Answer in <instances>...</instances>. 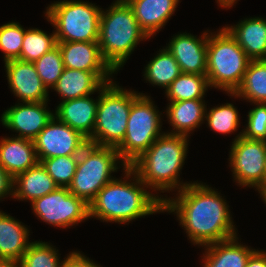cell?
<instances>
[{
	"label": "cell",
	"instance_id": "8992f818",
	"mask_svg": "<svg viewBox=\"0 0 266 267\" xmlns=\"http://www.w3.org/2000/svg\"><path fill=\"white\" fill-rule=\"evenodd\" d=\"M116 82L106 83L97 91L95 128L88 143L117 148L125 138L133 90H126Z\"/></svg>",
	"mask_w": 266,
	"mask_h": 267
},
{
	"label": "cell",
	"instance_id": "d6a6232c",
	"mask_svg": "<svg viewBox=\"0 0 266 267\" xmlns=\"http://www.w3.org/2000/svg\"><path fill=\"white\" fill-rule=\"evenodd\" d=\"M79 156H58L43 159L41 164L58 187L68 188L76 172Z\"/></svg>",
	"mask_w": 266,
	"mask_h": 267
},
{
	"label": "cell",
	"instance_id": "277c9868",
	"mask_svg": "<svg viewBox=\"0 0 266 267\" xmlns=\"http://www.w3.org/2000/svg\"><path fill=\"white\" fill-rule=\"evenodd\" d=\"M148 38L124 0L113 1L106 11L102 9L98 43L104 60L116 73L140 41Z\"/></svg>",
	"mask_w": 266,
	"mask_h": 267
},
{
	"label": "cell",
	"instance_id": "ac0fdd59",
	"mask_svg": "<svg viewBox=\"0 0 266 267\" xmlns=\"http://www.w3.org/2000/svg\"><path fill=\"white\" fill-rule=\"evenodd\" d=\"M64 68L90 72H115L104 60L98 41L57 42Z\"/></svg>",
	"mask_w": 266,
	"mask_h": 267
},
{
	"label": "cell",
	"instance_id": "60d3db41",
	"mask_svg": "<svg viewBox=\"0 0 266 267\" xmlns=\"http://www.w3.org/2000/svg\"><path fill=\"white\" fill-rule=\"evenodd\" d=\"M258 192L266 205V186L262 187Z\"/></svg>",
	"mask_w": 266,
	"mask_h": 267
},
{
	"label": "cell",
	"instance_id": "44dd1931",
	"mask_svg": "<svg viewBox=\"0 0 266 267\" xmlns=\"http://www.w3.org/2000/svg\"><path fill=\"white\" fill-rule=\"evenodd\" d=\"M252 60H266V19L245 18L236 25L224 26Z\"/></svg>",
	"mask_w": 266,
	"mask_h": 267
},
{
	"label": "cell",
	"instance_id": "f1b7e54d",
	"mask_svg": "<svg viewBox=\"0 0 266 267\" xmlns=\"http://www.w3.org/2000/svg\"><path fill=\"white\" fill-rule=\"evenodd\" d=\"M56 45L54 30L51 34H47L38 28L26 29L18 60L34 63Z\"/></svg>",
	"mask_w": 266,
	"mask_h": 267
},
{
	"label": "cell",
	"instance_id": "d590c367",
	"mask_svg": "<svg viewBox=\"0 0 266 267\" xmlns=\"http://www.w3.org/2000/svg\"><path fill=\"white\" fill-rule=\"evenodd\" d=\"M64 267H102L79 251L69 252L64 258Z\"/></svg>",
	"mask_w": 266,
	"mask_h": 267
},
{
	"label": "cell",
	"instance_id": "7c38bea8",
	"mask_svg": "<svg viewBox=\"0 0 266 267\" xmlns=\"http://www.w3.org/2000/svg\"><path fill=\"white\" fill-rule=\"evenodd\" d=\"M39 162L58 156H79L88 139L55 116L33 140Z\"/></svg>",
	"mask_w": 266,
	"mask_h": 267
},
{
	"label": "cell",
	"instance_id": "ba28073f",
	"mask_svg": "<svg viewBox=\"0 0 266 267\" xmlns=\"http://www.w3.org/2000/svg\"><path fill=\"white\" fill-rule=\"evenodd\" d=\"M102 7L81 0L56 1L46 8L57 42L98 41Z\"/></svg>",
	"mask_w": 266,
	"mask_h": 267
},
{
	"label": "cell",
	"instance_id": "52a82bcc",
	"mask_svg": "<svg viewBox=\"0 0 266 267\" xmlns=\"http://www.w3.org/2000/svg\"><path fill=\"white\" fill-rule=\"evenodd\" d=\"M161 115L149 95L133 90L125 138L116 148L121 167L130 166L164 133Z\"/></svg>",
	"mask_w": 266,
	"mask_h": 267
},
{
	"label": "cell",
	"instance_id": "f35d334b",
	"mask_svg": "<svg viewBox=\"0 0 266 267\" xmlns=\"http://www.w3.org/2000/svg\"><path fill=\"white\" fill-rule=\"evenodd\" d=\"M0 267H21V265L16 260L0 259Z\"/></svg>",
	"mask_w": 266,
	"mask_h": 267
},
{
	"label": "cell",
	"instance_id": "603a6c76",
	"mask_svg": "<svg viewBox=\"0 0 266 267\" xmlns=\"http://www.w3.org/2000/svg\"><path fill=\"white\" fill-rule=\"evenodd\" d=\"M237 236L204 246L203 267H245L256 249L239 243Z\"/></svg>",
	"mask_w": 266,
	"mask_h": 267
},
{
	"label": "cell",
	"instance_id": "9c48e42d",
	"mask_svg": "<svg viewBox=\"0 0 266 267\" xmlns=\"http://www.w3.org/2000/svg\"><path fill=\"white\" fill-rule=\"evenodd\" d=\"M119 160L116 148L88 143L78 157L69 192L89 205L97 193L114 179L111 174L121 168Z\"/></svg>",
	"mask_w": 266,
	"mask_h": 267
},
{
	"label": "cell",
	"instance_id": "d6986e66",
	"mask_svg": "<svg viewBox=\"0 0 266 267\" xmlns=\"http://www.w3.org/2000/svg\"><path fill=\"white\" fill-rule=\"evenodd\" d=\"M139 24L149 37L161 31L176 11L179 0H124Z\"/></svg>",
	"mask_w": 266,
	"mask_h": 267
},
{
	"label": "cell",
	"instance_id": "d4e9b609",
	"mask_svg": "<svg viewBox=\"0 0 266 267\" xmlns=\"http://www.w3.org/2000/svg\"><path fill=\"white\" fill-rule=\"evenodd\" d=\"M30 230L0 210V259L20 261L30 245Z\"/></svg>",
	"mask_w": 266,
	"mask_h": 267
},
{
	"label": "cell",
	"instance_id": "8d00e7d4",
	"mask_svg": "<svg viewBox=\"0 0 266 267\" xmlns=\"http://www.w3.org/2000/svg\"><path fill=\"white\" fill-rule=\"evenodd\" d=\"M8 196L13 198V177L0 166V200Z\"/></svg>",
	"mask_w": 266,
	"mask_h": 267
},
{
	"label": "cell",
	"instance_id": "4dcf8cb0",
	"mask_svg": "<svg viewBox=\"0 0 266 267\" xmlns=\"http://www.w3.org/2000/svg\"><path fill=\"white\" fill-rule=\"evenodd\" d=\"M58 251L48 242L32 241L19 262L21 267H61Z\"/></svg>",
	"mask_w": 266,
	"mask_h": 267
},
{
	"label": "cell",
	"instance_id": "5b68a950",
	"mask_svg": "<svg viewBox=\"0 0 266 267\" xmlns=\"http://www.w3.org/2000/svg\"><path fill=\"white\" fill-rule=\"evenodd\" d=\"M215 33V34H214ZM251 60L225 28L210 32L207 42L206 76L211 87L235 93Z\"/></svg>",
	"mask_w": 266,
	"mask_h": 267
},
{
	"label": "cell",
	"instance_id": "3957f363",
	"mask_svg": "<svg viewBox=\"0 0 266 267\" xmlns=\"http://www.w3.org/2000/svg\"><path fill=\"white\" fill-rule=\"evenodd\" d=\"M188 142L187 136L164 132L130 167L148 189L161 193L179 192L190 184L180 182Z\"/></svg>",
	"mask_w": 266,
	"mask_h": 267
},
{
	"label": "cell",
	"instance_id": "cb8c5ba5",
	"mask_svg": "<svg viewBox=\"0 0 266 267\" xmlns=\"http://www.w3.org/2000/svg\"><path fill=\"white\" fill-rule=\"evenodd\" d=\"M58 186L41 162L13 178V199L29 201L53 192Z\"/></svg>",
	"mask_w": 266,
	"mask_h": 267
},
{
	"label": "cell",
	"instance_id": "7a4b0ae2",
	"mask_svg": "<svg viewBox=\"0 0 266 267\" xmlns=\"http://www.w3.org/2000/svg\"><path fill=\"white\" fill-rule=\"evenodd\" d=\"M122 170L124 178L115 177L108 182L89 204V217L101 222L129 224L137 218L162 213L166 198L149 192L130 166Z\"/></svg>",
	"mask_w": 266,
	"mask_h": 267
},
{
	"label": "cell",
	"instance_id": "836d02e7",
	"mask_svg": "<svg viewBox=\"0 0 266 267\" xmlns=\"http://www.w3.org/2000/svg\"><path fill=\"white\" fill-rule=\"evenodd\" d=\"M25 30L14 21L0 26V50L4 54V62L20 57Z\"/></svg>",
	"mask_w": 266,
	"mask_h": 267
},
{
	"label": "cell",
	"instance_id": "2e32d148",
	"mask_svg": "<svg viewBox=\"0 0 266 267\" xmlns=\"http://www.w3.org/2000/svg\"><path fill=\"white\" fill-rule=\"evenodd\" d=\"M116 72H90L64 68L56 85L52 88L58 93L61 102L95 94L104 84L113 81Z\"/></svg>",
	"mask_w": 266,
	"mask_h": 267
},
{
	"label": "cell",
	"instance_id": "8fae6325",
	"mask_svg": "<svg viewBox=\"0 0 266 267\" xmlns=\"http://www.w3.org/2000/svg\"><path fill=\"white\" fill-rule=\"evenodd\" d=\"M31 208L38 219L62 229L90 219L89 205L65 187L32 201Z\"/></svg>",
	"mask_w": 266,
	"mask_h": 267
},
{
	"label": "cell",
	"instance_id": "6da1fadb",
	"mask_svg": "<svg viewBox=\"0 0 266 267\" xmlns=\"http://www.w3.org/2000/svg\"><path fill=\"white\" fill-rule=\"evenodd\" d=\"M175 198L166 197L163 212L176 214L193 245L206 246L237 235L229 205L204 182H190Z\"/></svg>",
	"mask_w": 266,
	"mask_h": 267
},
{
	"label": "cell",
	"instance_id": "484cf974",
	"mask_svg": "<svg viewBox=\"0 0 266 267\" xmlns=\"http://www.w3.org/2000/svg\"><path fill=\"white\" fill-rule=\"evenodd\" d=\"M228 96L243 98L251 104L266 103V60L250 61L240 87Z\"/></svg>",
	"mask_w": 266,
	"mask_h": 267
},
{
	"label": "cell",
	"instance_id": "e575fe53",
	"mask_svg": "<svg viewBox=\"0 0 266 267\" xmlns=\"http://www.w3.org/2000/svg\"><path fill=\"white\" fill-rule=\"evenodd\" d=\"M254 106L248 112L243 137L266 141V103H254Z\"/></svg>",
	"mask_w": 266,
	"mask_h": 267
},
{
	"label": "cell",
	"instance_id": "83f0119b",
	"mask_svg": "<svg viewBox=\"0 0 266 267\" xmlns=\"http://www.w3.org/2000/svg\"><path fill=\"white\" fill-rule=\"evenodd\" d=\"M210 88L206 75L181 73L165 90L169 102L204 99Z\"/></svg>",
	"mask_w": 266,
	"mask_h": 267
},
{
	"label": "cell",
	"instance_id": "1f68e13d",
	"mask_svg": "<svg viewBox=\"0 0 266 267\" xmlns=\"http://www.w3.org/2000/svg\"><path fill=\"white\" fill-rule=\"evenodd\" d=\"M33 64L43 85L47 89L50 88L52 90L64 70L62 55L58 45L45 53Z\"/></svg>",
	"mask_w": 266,
	"mask_h": 267
},
{
	"label": "cell",
	"instance_id": "f546056e",
	"mask_svg": "<svg viewBox=\"0 0 266 267\" xmlns=\"http://www.w3.org/2000/svg\"><path fill=\"white\" fill-rule=\"evenodd\" d=\"M237 108L232 103H225L213 108L205 109V121L215 133L230 134L237 132L240 127V117Z\"/></svg>",
	"mask_w": 266,
	"mask_h": 267
},
{
	"label": "cell",
	"instance_id": "7402d4cb",
	"mask_svg": "<svg viewBox=\"0 0 266 267\" xmlns=\"http://www.w3.org/2000/svg\"><path fill=\"white\" fill-rule=\"evenodd\" d=\"M205 104L203 99L169 102L165 112L172 130L166 133L190 137L189 134L204 123Z\"/></svg>",
	"mask_w": 266,
	"mask_h": 267
},
{
	"label": "cell",
	"instance_id": "9a60e30c",
	"mask_svg": "<svg viewBox=\"0 0 266 267\" xmlns=\"http://www.w3.org/2000/svg\"><path fill=\"white\" fill-rule=\"evenodd\" d=\"M4 64L9 88L20 102L49 101V90L43 85L33 63L13 59Z\"/></svg>",
	"mask_w": 266,
	"mask_h": 267
},
{
	"label": "cell",
	"instance_id": "74e56055",
	"mask_svg": "<svg viewBox=\"0 0 266 267\" xmlns=\"http://www.w3.org/2000/svg\"><path fill=\"white\" fill-rule=\"evenodd\" d=\"M245 267H266V250H255L249 257Z\"/></svg>",
	"mask_w": 266,
	"mask_h": 267
},
{
	"label": "cell",
	"instance_id": "4fadbf2b",
	"mask_svg": "<svg viewBox=\"0 0 266 267\" xmlns=\"http://www.w3.org/2000/svg\"><path fill=\"white\" fill-rule=\"evenodd\" d=\"M47 102H19L7 108L1 115V123L17 137L34 140L53 118Z\"/></svg>",
	"mask_w": 266,
	"mask_h": 267
},
{
	"label": "cell",
	"instance_id": "ab89813d",
	"mask_svg": "<svg viewBox=\"0 0 266 267\" xmlns=\"http://www.w3.org/2000/svg\"><path fill=\"white\" fill-rule=\"evenodd\" d=\"M239 1V0H216V2L218 3V5L220 7H223V8H231L232 6H234L236 4V2Z\"/></svg>",
	"mask_w": 266,
	"mask_h": 267
},
{
	"label": "cell",
	"instance_id": "ffe728a7",
	"mask_svg": "<svg viewBox=\"0 0 266 267\" xmlns=\"http://www.w3.org/2000/svg\"><path fill=\"white\" fill-rule=\"evenodd\" d=\"M39 162L33 140L3 137L0 140V166L13 178Z\"/></svg>",
	"mask_w": 266,
	"mask_h": 267
},
{
	"label": "cell",
	"instance_id": "30bf717a",
	"mask_svg": "<svg viewBox=\"0 0 266 267\" xmlns=\"http://www.w3.org/2000/svg\"><path fill=\"white\" fill-rule=\"evenodd\" d=\"M229 152V166L237 185L257 191L266 186V141L247 139L243 137L242 129Z\"/></svg>",
	"mask_w": 266,
	"mask_h": 267
},
{
	"label": "cell",
	"instance_id": "e0dca14e",
	"mask_svg": "<svg viewBox=\"0 0 266 267\" xmlns=\"http://www.w3.org/2000/svg\"><path fill=\"white\" fill-rule=\"evenodd\" d=\"M90 96L60 102L54 112L60 122L77 130L87 139L93 135L99 102V95L96 100Z\"/></svg>",
	"mask_w": 266,
	"mask_h": 267
},
{
	"label": "cell",
	"instance_id": "5bb4252c",
	"mask_svg": "<svg viewBox=\"0 0 266 267\" xmlns=\"http://www.w3.org/2000/svg\"><path fill=\"white\" fill-rule=\"evenodd\" d=\"M208 31H204L199 38L183 32L170 39L166 48L179 64L182 73L206 75Z\"/></svg>",
	"mask_w": 266,
	"mask_h": 267
},
{
	"label": "cell",
	"instance_id": "4316f807",
	"mask_svg": "<svg viewBox=\"0 0 266 267\" xmlns=\"http://www.w3.org/2000/svg\"><path fill=\"white\" fill-rule=\"evenodd\" d=\"M143 76L146 83L167 89L170 84L182 73L181 68L166 47L158 53L145 66Z\"/></svg>",
	"mask_w": 266,
	"mask_h": 267
}]
</instances>
